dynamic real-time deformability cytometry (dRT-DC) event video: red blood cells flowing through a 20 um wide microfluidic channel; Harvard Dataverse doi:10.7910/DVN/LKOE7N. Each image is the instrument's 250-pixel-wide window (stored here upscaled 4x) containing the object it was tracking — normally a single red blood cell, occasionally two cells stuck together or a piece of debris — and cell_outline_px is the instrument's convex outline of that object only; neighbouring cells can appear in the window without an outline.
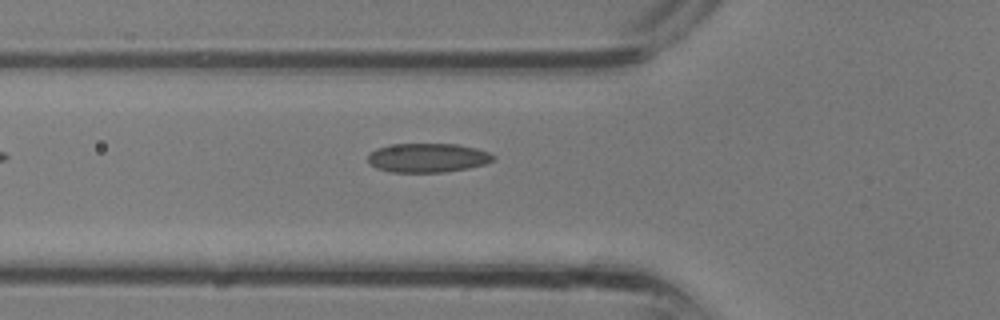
{"species": "common noctule bat (a hibernating species)", "species_latin": "Nyctalus noctula", "temperature_condition": "room temperature", "stored_images_in_passage": 4, "camera_frame_rate_fps": 3000, "um_per_image_px": 0.085, "animal": {"sex": "male", "body_mass_g": 13.3}, "frame": {"image": 1, "passage_image": 4, "time_ms": 1.0, "image_size_px": [1000, 320], "cell_outline_px": [[496, 156], [492, 160], [484, 164], [468, 168], [444, 172], [392, 172], [376, 168], [368, 160], [368, 156], [376, 148], [388, 144], [456, 144], [476, 148], [488, 152]], "centroid_in_image_um": [36.34, 13.41], "position_along_channel_um": 89.5, "area_um2": 21.15}}